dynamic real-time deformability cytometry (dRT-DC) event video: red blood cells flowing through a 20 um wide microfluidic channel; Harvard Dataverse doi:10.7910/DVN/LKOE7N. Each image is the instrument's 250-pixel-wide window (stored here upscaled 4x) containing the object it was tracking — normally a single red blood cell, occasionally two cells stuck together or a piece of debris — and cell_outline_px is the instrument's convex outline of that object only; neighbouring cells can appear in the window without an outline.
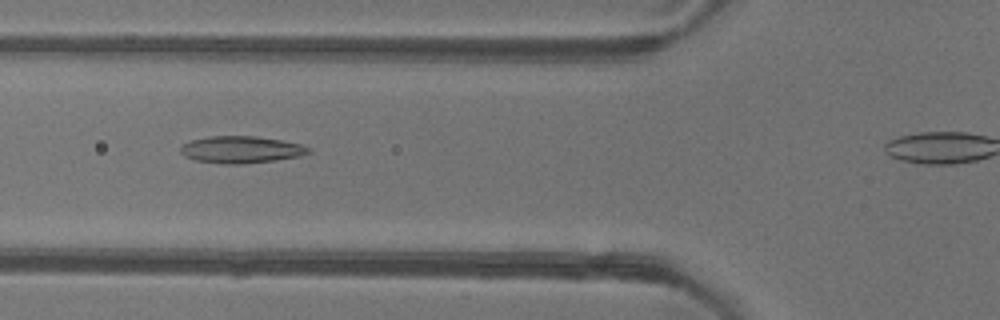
{"species": "common noctule bat (a hibernating species)", "species_latin": "Nyctalus noctula", "temperature_condition": "warm", "stored_images_in_passage": 29, "camera_frame_rate_fps": 3000, "um_per_image_px": 0.085, "animal": {"sex": "female"}, "frame": {"image": 1, "passage_image": 3, "time_ms": 0.667, "image_size_px": [1000, 320], "cell_outline_px": [[312, 152], [300, 156], [276, 160], [244, 164], [220, 164], [196, 160], [184, 156], [180, 152], [180, 148], [184, 144], [192, 140], [208, 136], [256, 136], [280, 140], [300, 144], [312, 148]], "centroid_in_image_um": [20.51, 12.72], "position_along_channel_um": 105.3, "area_um2": 20.23}}
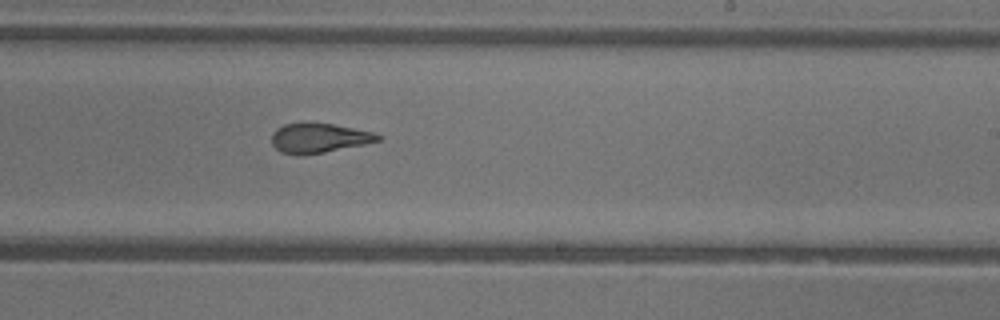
{"frame": {"image": 2, "passage_image": 15, "time_ms": 4.667, "image_size_px": [1000, 320], "cell_outline_px": [[380, 140], [364, 144], [324, 152], [280, 152], [272, 144], [272, 132], [276, 128], [284, 124], [304, 120], [332, 124], [372, 132], [380, 136]], "centroid_in_image_um": [27.07, 11.66], "position_along_channel_um": 261.9, "area_um2": 17.98}}
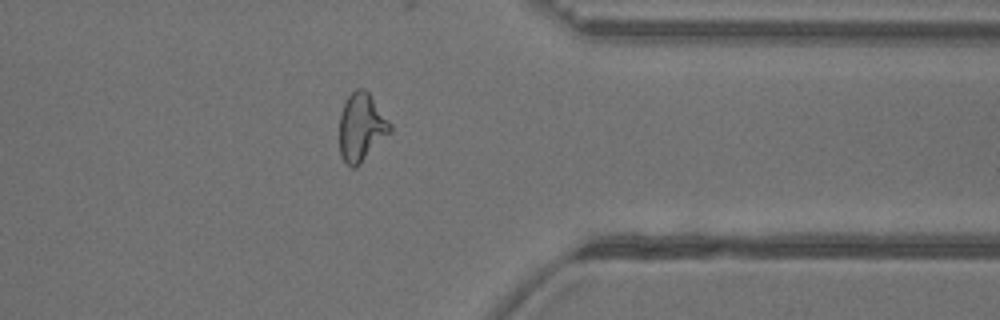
{"frame": {"image": 3, "passage_image": 25, "time_ms": 8.0, "image_size_px": [1000, 320], "cell_outline_px": [[392, 128], [360, 164], [356, 168], [352, 168], [340, 156], [340, 112], [348, 96], [356, 88], [364, 88], [368, 92], [392, 124]], "centroid_in_image_um": [30.69, 10.8], "position_along_channel_um": 380.7, "area_um2": 19.71}}